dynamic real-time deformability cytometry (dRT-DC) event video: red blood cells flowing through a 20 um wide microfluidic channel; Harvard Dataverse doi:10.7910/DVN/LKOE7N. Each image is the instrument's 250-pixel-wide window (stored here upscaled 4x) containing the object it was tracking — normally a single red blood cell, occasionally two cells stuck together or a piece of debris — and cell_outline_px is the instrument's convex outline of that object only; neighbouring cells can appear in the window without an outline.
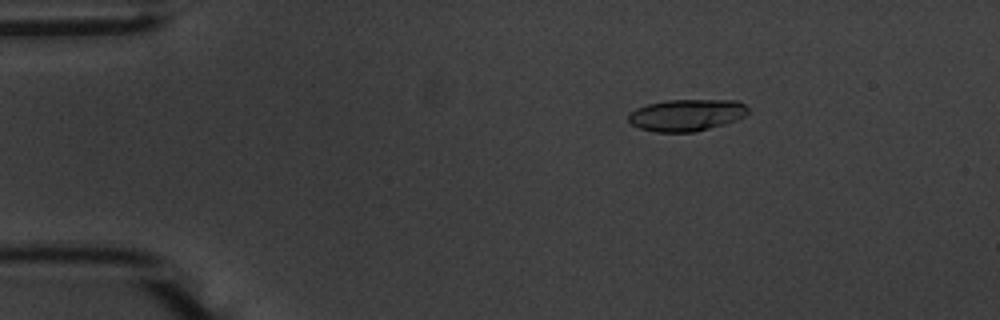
{"species": "common noctule bat (a hibernating species)", "species_latin": "Nyctalus noctula", "temperature_condition": "warm", "stored_images_in_passage": 55, "camera_frame_rate_fps": 3000, "um_per_image_px": 0.085, "animal": {"sex": "male", "body_mass_g": 20.1, "forearm_length_mm": 53.5}, "frame": {"image": 1, "passage_image": 9, "time_ms": 2.667, "image_size_px": [1000, 320], "cell_outline_px": [[748, 112], [744, 116], [724, 124], [692, 132], [656, 132], [640, 128], [632, 124], [628, 120], [628, 116], [636, 108], [648, 104], [668, 100], [736, 100], [744, 104], [748, 108]], "centroid_in_image_um": [58.35, 9.77], "position_along_channel_um": 26.7, "area_um2": 21.91}}
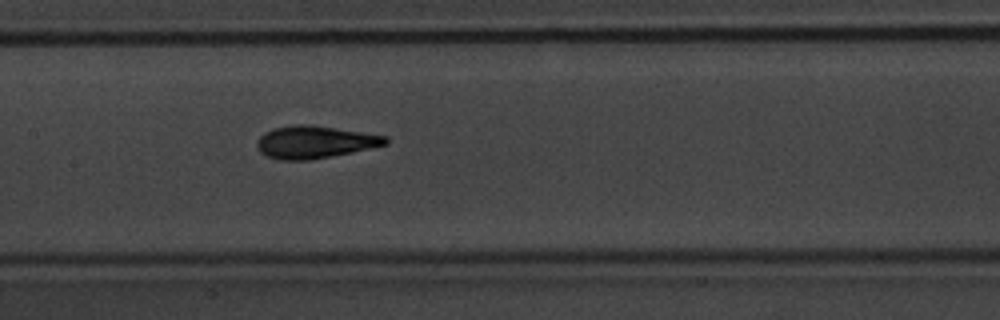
{"frame": {"image": 2, "passage_image": 27, "time_ms": 8.667, "image_size_px": [1000, 320], "cell_outline_px": [[388, 144], [352, 152], [308, 160], [280, 160], [268, 156], [260, 152], [256, 148], [256, 144], [260, 136], [264, 132], [272, 128], [296, 124], [304, 124], [388, 136]], "centroid_in_image_um": [26.71, 12.08], "position_along_channel_um": 180.7, "area_um2": 24.04}}
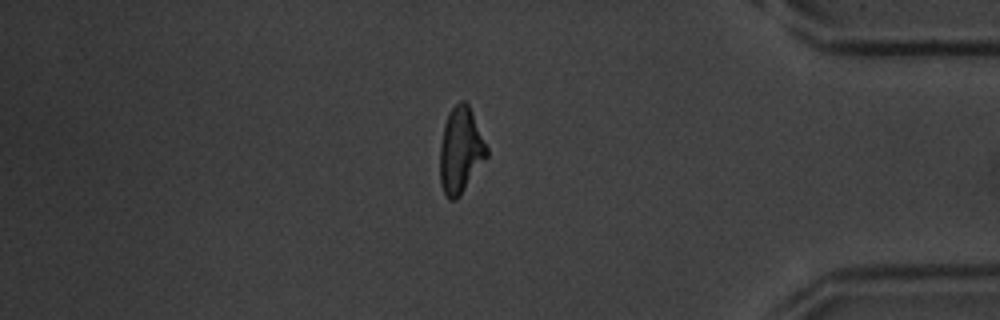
{"frame": {"image": 3, "passage_image": 47, "time_ms": 15.333, "image_size_px": [1000, 320], "cell_outline_px": [[488, 156], [460, 196], [456, 200], [448, 200], [440, 184], [440, 144], [444, 124], [452, 108], [460, 100], [464, 100], [468, 104], [472, 112], [488, 148]], "centroid_in_image_um": [39.15, 12.8], "position_along_channel_um": 396.1, "area_um2": 23.41}, "authors_computed_cell_mechanics": {"area_um2": 22.6576, "velocity_mm_per_s": 3.6594, "shape_relaxation_time_tau1_ms": 3.4608, "shape_relaxation_time_tau2_ms": 1.6058, "deformation_change_tau1": 0.1824, "deformation_change_tau2": 0.0994}}